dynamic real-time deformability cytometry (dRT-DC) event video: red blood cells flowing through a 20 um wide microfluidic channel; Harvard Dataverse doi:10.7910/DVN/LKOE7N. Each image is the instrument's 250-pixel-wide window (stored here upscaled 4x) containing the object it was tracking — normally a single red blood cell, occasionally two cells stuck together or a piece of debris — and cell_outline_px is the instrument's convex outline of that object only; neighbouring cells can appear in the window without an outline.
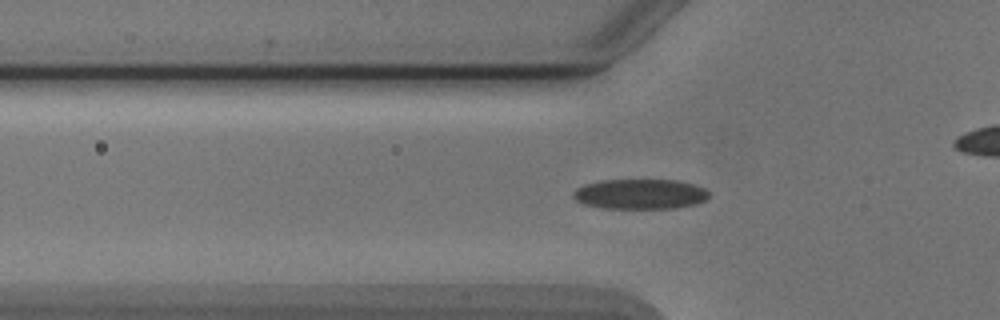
{"species": "Egyptian fruit bat (a non-hibernating species)", "species_latin": "Rousettus aegyptiacus", "temperature_condition": "cold", "stored_images_in_passage": 47, "camera_frame_rate_fps": 3000, "um_per_image_px": 0.085, "animal": {"sex": "male"}, "frame": {"image": 1, "passage_image": 11, "time_ms": 3.333, "image_size_px": [1000, 320], "cell_outline_px": [[708, 200], [696, 204], [672, 208], [600, 208], [584, 204], [576, 200], [572, 196], [572, 192], [576, 188], [584, 184], [600, 180], [676, 180], [692, 184], [704, 188], [708, 192]], "centroid_in_image_um": [54.38, 16.49], "position_along_channel_um": 71.4, "area_um2": 23.87}}
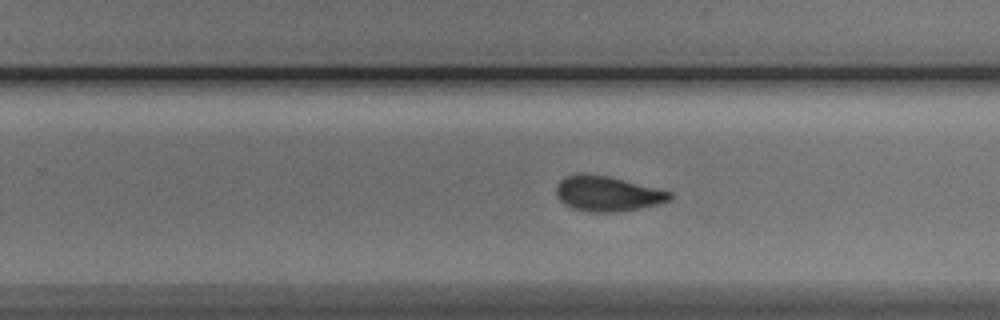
{"frame": {"image": 2, "passage_image": 27, "time_ms": 8.667, "image_size_px": [1000, 320], "cell_outline_px": [[672, 196], [668, 200], [656, 204], [616, 212], [588, 212], [572, 208], [564, 204], [556, 196], [556, 184], [564, 176], [580, 172], [584, 172], [608, 176], [672, 192]], "centroid_in_image_um": [51.54, 16.44], "position_along_channel_um": 278.3, "area_um2": 23.24}}
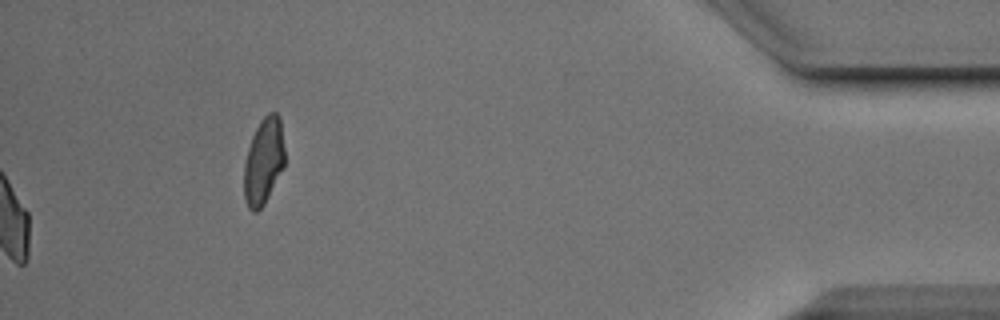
{"frame": {"image": 3, "passage_image": 47, "time_ms": 15.333, "image_size_px": [1000, 320], "cell_outline_px": [[284, 168], [264, 204], [256, 212], [252, 212], [248, 208], [244, 200], [244, 164], [248, 148], [252, 136], [260, 120], [268, 112], [276, 112], [280, 120], [284, 148]], "centroid_in_image_um": [22.4, 13.72], "position_along_channel_um": 412.8, "area_um2": 20.58}, "authors_computed_cell_mechanics": {"area_um2": 23.2934, "velocity_mm_per_s": 3.8892, "shape_relaxation_time_tau1_ms": 3.5026, "shape_relaxation_time_tau2_ms": 1.5115, "deformation_change_tau1": 0.1213, "deformation_change_tau2": 0.0586}}